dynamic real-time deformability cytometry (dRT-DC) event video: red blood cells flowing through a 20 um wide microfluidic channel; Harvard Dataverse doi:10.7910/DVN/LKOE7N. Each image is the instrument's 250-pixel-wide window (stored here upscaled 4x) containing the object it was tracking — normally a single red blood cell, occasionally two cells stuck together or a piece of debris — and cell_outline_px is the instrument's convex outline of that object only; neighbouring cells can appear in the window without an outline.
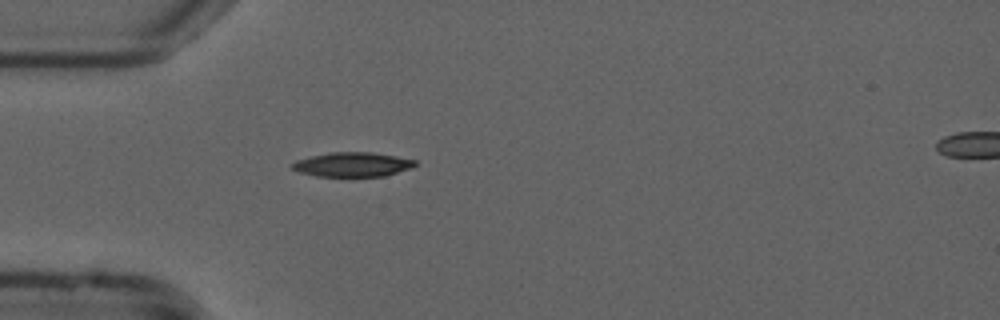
{"species": "common noctule bat (a hibernating species)", "species_latin": "Nyctalus noctula", "temperature_condition": "cold", "stored_images_in_passage": 40, "camera_frame_rate_fps": 3000, "um_per_image_px": 0.085, "animal": {"sex": "male", "forearm_length_mm": 52.5}, "frame": {"image": 1, "passage_image": 1, "time_ms": 0.0, "image_size_px": [1000, 320], "cell_outline_px": [[416, 164], [412, 168], [384, 176], [316, 176], [300, 172], [292, 168], [288, 164], [296, 160], [312, 156], [332, 152], [372, 152], [396, 156], [416, 160]], "centroid_in_image_um": [29.96, 13.98], "position_along_channel_um": 55.0, "area_um2": 17.46}}
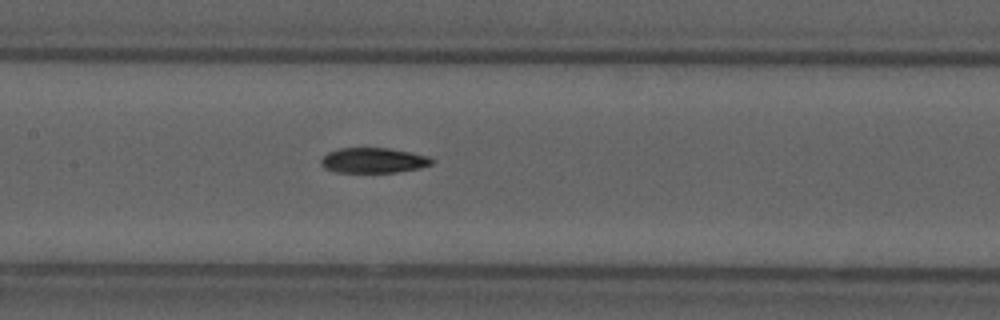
{"frame": {"image": 2, "passage_image": 11, "time_ms": 3.333, "image_size_px": [1000, 320], "cell_outline_px": [[436, 160], [432, 164], [420, 168], [396, 172], [336, 172], [324, 168], [320, 164], [320, 160], [328, 152], [340, 148], [388, 148], [428, 156]], "centroid_in_image_um": [31.74, 13.63], "position_along_channel_um": 175.7, "area_um2": 16.24}}
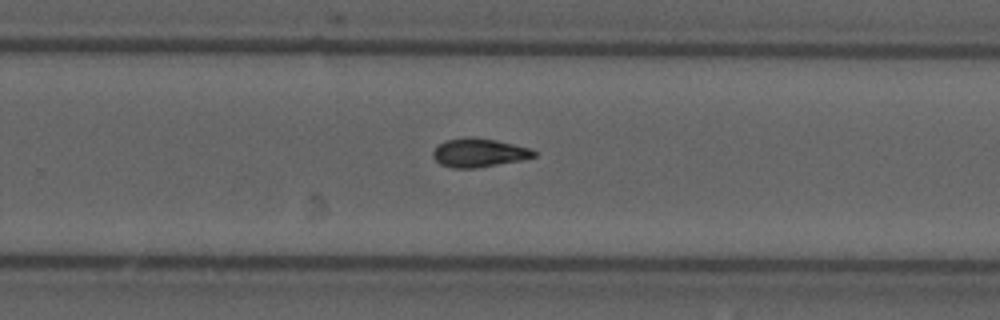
{"frame": {"image": 3, "passage_image": 20, "time_ms": 6.333, "image_size_px": [1000, 320], "cell_outline_px": [[536, 156], [524, 160], [476, 168], [452, 168], [440, 164], [432, 156], [432, 152], [444, 140], [468, 136], [472, 136], [496, 140], [532, 148], [536, 152]], "centroid_in_image_um": [40.73, 12.98], "position_along_channel_um": 289.1, "area_um2": 17.11}, "authors_computed_cell_mechanics": {"area_um2": 16.762, "velocity_mm_per_s": 3.792, "shape_relaxation_time_tau1_ms": 5.3505, "shape_relaxation_time_tau2_ms": 10.993, "deformation_change_tau1": 0.1481, "deformation_change_tau2": 0.1909}}